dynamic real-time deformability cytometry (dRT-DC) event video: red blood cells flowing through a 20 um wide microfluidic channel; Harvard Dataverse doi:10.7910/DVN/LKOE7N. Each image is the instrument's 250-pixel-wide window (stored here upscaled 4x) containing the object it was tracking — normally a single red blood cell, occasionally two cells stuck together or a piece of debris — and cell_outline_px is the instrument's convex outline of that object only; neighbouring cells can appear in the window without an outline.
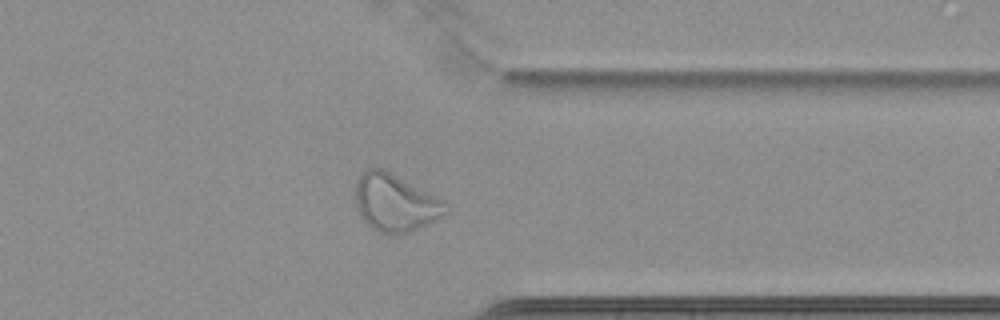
{"species": "common noctule bat (a hibernating species)", "species_latin": "Nyctalus noctula", "temperature_condition": "cold", "stored_images_in_passage": 44, "camera_frame_rate_fps": 3000, "um_per_image_px": 0.085, "animal": {"sex": "female", "body_mass_g": 22.7, "forearm_length_mm": 54.2}, "frame": {"image": 1, "passage_image": 32, "time_ms": 10.333, "image_size_px": [1000, 320], "cell_outline_px": [[448, 212], [436, 220], [428, 224], [400, 236], [388, 236], [376, 232], [360, 216], [356, 204], [356, 180], [368, 168], [384, 168], [444, 200], [448, 204]], "centroid_in_image_um": [33.61, 17.27], "position_along_channel_um": 377.8, "area_um2": 30.69}, "authors_computed_cell_mechanics": {"area_um2": 26.7903, "velocity_mm_per_s": 3.4491, "shape_relaxation_time_tau1_ms": null, "shape_relaxation_time_tau2_ms": 2.6308, "deformation_change_tau1": null, "deformation_change_tau2": 0.0967}}